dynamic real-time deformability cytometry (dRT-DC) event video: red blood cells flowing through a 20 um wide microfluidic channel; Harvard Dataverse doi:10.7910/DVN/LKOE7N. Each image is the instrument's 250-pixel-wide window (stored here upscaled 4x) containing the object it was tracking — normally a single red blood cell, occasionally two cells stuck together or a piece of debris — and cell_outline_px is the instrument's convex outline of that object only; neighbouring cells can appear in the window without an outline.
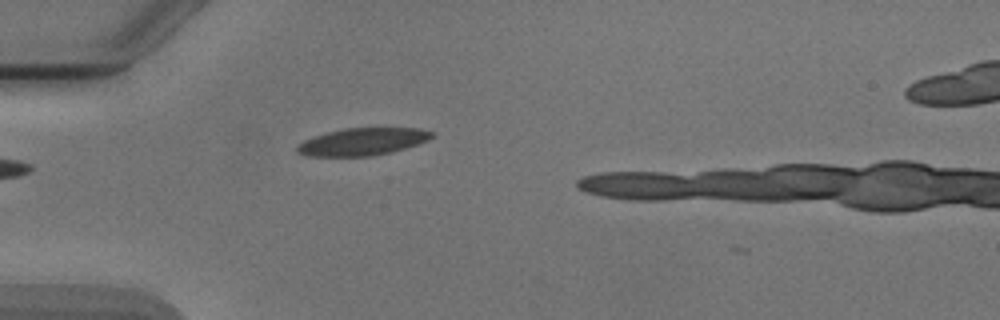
{"species": "Egyptian fruit bat (a non-hibernating species)", "species_latin": "Rousettus aegyptiacus", "temperature_condition": "cold", "stored_images_in_passage": 3, "camera_frame_rate_fps": 3000, "um_per_image_px": 0.085, "animal": {"sex": "male"}, "frame": {"image": 1, "passage_image": 2, "time_ms": 1.333, "image_size_px": [1000, 320], "cell_outline_px": [[436, 132], [428, 140], [392, 152], [372, 156], [304, 156], [296, 152], [296, 148], [304, 140], [328, 132], [344, 128], [420, 128]], "centroid_in_image_um": [30.82, 12.04], "position_along_channel_um": 54.2, "area_um2": 21.39}}